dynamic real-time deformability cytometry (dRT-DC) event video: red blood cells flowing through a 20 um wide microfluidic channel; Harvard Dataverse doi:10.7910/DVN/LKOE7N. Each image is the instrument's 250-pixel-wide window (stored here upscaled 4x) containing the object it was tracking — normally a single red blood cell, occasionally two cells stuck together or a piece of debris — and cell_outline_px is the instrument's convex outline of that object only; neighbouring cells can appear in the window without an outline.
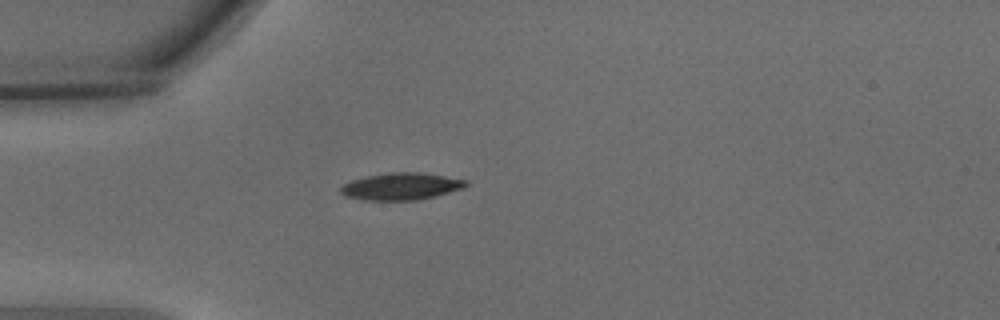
{"species": "common noctule bat (a hibernating species)", "species_latin": "Nyctalus noctula", "temperature_condition": "warm", "stored_images_in_passage": 41, "camera_frame_rate_fps": 3000, "um_per_image_px": 0.085, "animal": {"sex": "male", "body_mass_g": 15.6}, "frame": {"image": 1, "passage_image": 1, "time_ms": 0.0, "image_size_px": [1000, 320], "cell_outline_px": [[468, 184], [464, 188], [416, 200], [364, 200], [344, 196], [340, 192], [340, 188], [344, 184], [352, 180], [368, 176], [392, 172], [420, 172], [468, 180]], "centroid_in_image_um": [34.09, 15.84], "position_along_channel_um": 50.9, "area_um2": 19.54}}
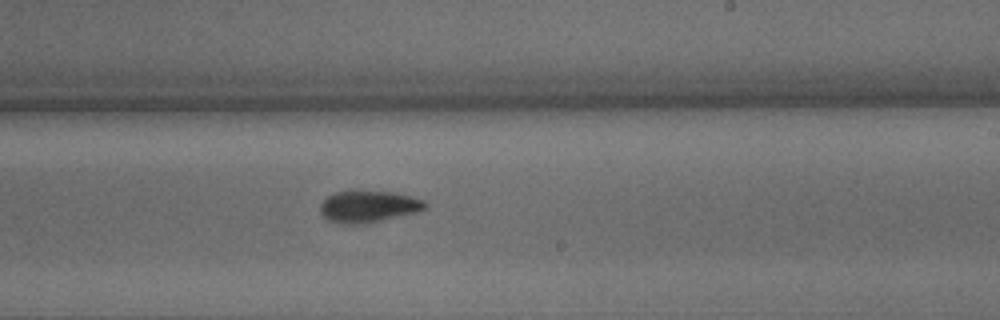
{"frame": {"image": 2, "passage_image": 19, "time_ms": 6.0, "image_size_px": [1000, 320], "cell_outline_px": [[428, 208], [416, 212], [368, 224], [344, 224], [328, 220], [320, 212], [320, 204], [328, 196], [336, 192], [392, 192], [424, 200], [428, 204]], "centroid_in_image_um": [31.33, 17.58], "position_along_channel_um": 257.7, "area_um2": 19.19}}
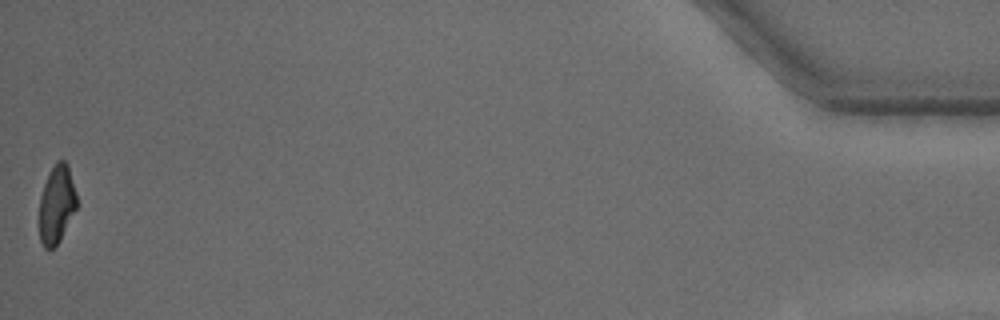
{"frame": {"image": 3, "passage_image": 41, "time_ms": 13.333, "image_size_px": [1000, 320], "cell_outline_px": [[76, 208], [60, 240], [52, 248], [44, 248], [40, 240], [40, 196], [44, 184], [56, 160], [64, 160], [68, 164], [76, 192]], "centroid_in_image_um": [4.82, 17.35], "position_along_channel_um": 430.4, "area_um2": 16.76}, "authors_computed_cell_mechanics": {"area_um2": 18.9006, "velocity_mm_per_s": 3.629, "shape_relaxation_time_tau1_ms": 3.3473, "shape_relaxation_time_tau2_ms": 3.2343, "deformation_change_tau1": 0.158, "deformation_change_tau2": 0.0869}}